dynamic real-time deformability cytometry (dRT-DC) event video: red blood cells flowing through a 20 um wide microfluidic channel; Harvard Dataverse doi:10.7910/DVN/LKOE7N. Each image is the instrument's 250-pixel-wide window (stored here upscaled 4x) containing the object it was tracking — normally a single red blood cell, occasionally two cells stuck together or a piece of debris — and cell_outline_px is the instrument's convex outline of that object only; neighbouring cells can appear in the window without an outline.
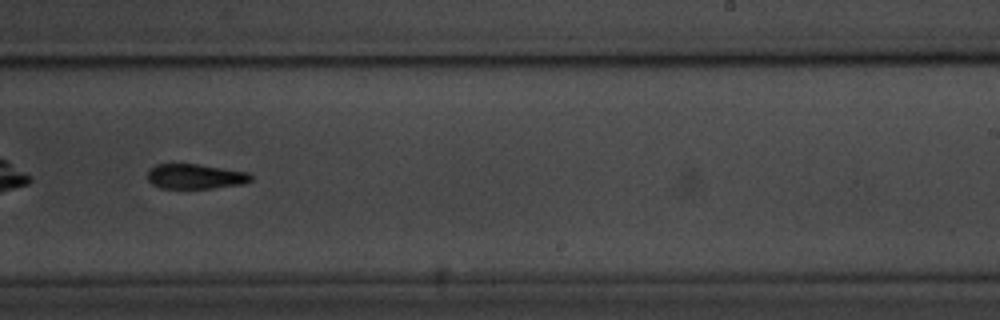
{"species": "common noctule bat (a hibernating species)", "species_latin": "Nyctalus noctula", "temperature_condition": "room temperature", "stored_images_in_passage": 42, "camera_frame_rate_fps": 3000, "um_per_image_px": 0.085, "animal": {"sex": "male", "body_mass_g": 20.1, "forearm_length_mm": 53.5}, "frame": {"image": 1, "passage_image": 24, "time_ms": 7.667, "image_size_px": [1000, 320], "cell_outline_px": [[252, 180], [244, 184], [212, 188], [160, 188], [152, 184], [148, 180], [148, 172], [156, 164], [200, 164], [248, 172], [252, 176]], "centroid_in_image_um": [16.63, 15.0], "position_along_channel_um": 272.4, "area_um2": 15.03}, "authors_computed_cell_mechanics": {"area_um2": 16.0395, "velocity_mm_per_s": 3.552, "shape_relaxation_time_tau1_ms": 2.1546, "shape_relaxation_time_tau2_ms": null, "deformation_change_tau1": 0.1357, "deformation_change_tau2": null}}